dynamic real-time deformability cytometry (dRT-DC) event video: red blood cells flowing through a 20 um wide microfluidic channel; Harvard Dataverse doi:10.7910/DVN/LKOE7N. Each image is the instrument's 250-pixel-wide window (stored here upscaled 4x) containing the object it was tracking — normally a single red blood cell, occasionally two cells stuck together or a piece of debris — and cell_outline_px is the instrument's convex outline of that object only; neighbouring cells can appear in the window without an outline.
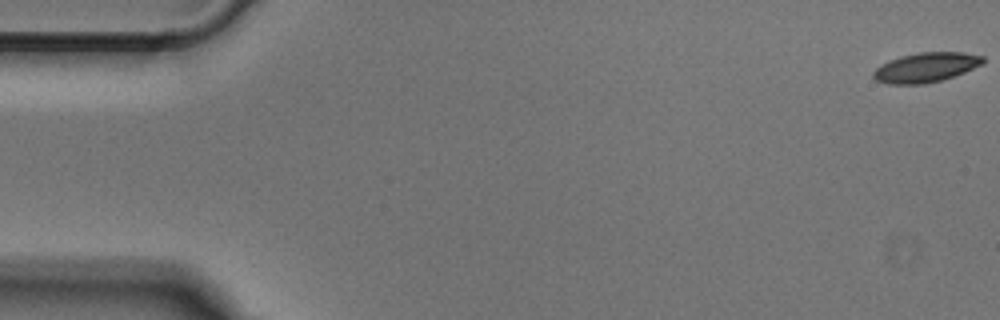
{"species": "Egyptian fruit bat (a non-hibernating species)", "species_latin": "Rousettus aegyptiacus", "temperature_condition": "cold", "stored_images_in_passage": 51, "camera_frame_rate_fps": 3000, "um_per_image_px": 0.085, "animal": {"sex": "male"}, "frame": {"image": 1, "passage_image": 1, "time_ms": 0.0, "image_size_px": [1000, 320], "cell_outline_px": [[984, 64], [964, 72], [940, 80], [924, 84], [888, 84], [876, 80], [872, 76], [872, 72], [876, 68], [888, 60], [900, 56], [920, 52], [964, 52], [984, 56]], "centroid_in_image_um": [78.69, 5.72], "position_along_channel_um": 6.3, "area_um2": 18.96}}
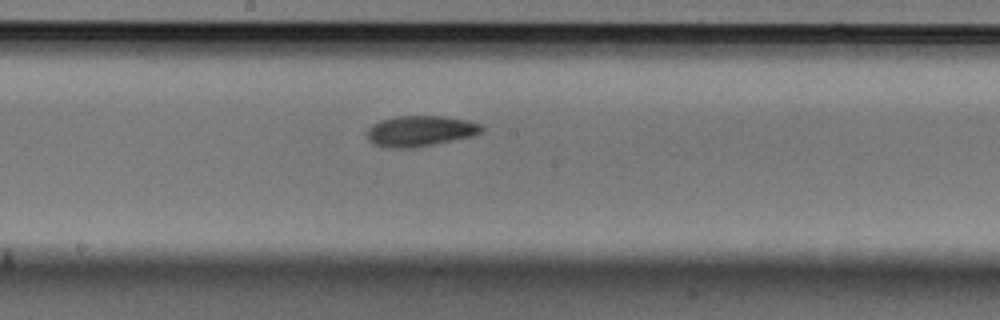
{"frame": {"image": 2, "passage_image": 27, "time_ms": 8.667, "image_size_px": [1000, 320], "cell_outline_px": [[484, 128], [480, 132], [472, 136], [412, 148], [392, 148], [376, 144], [368, 140], [368, 128], [372, 124], [380, 120], [396, 116], [444, 116], [468, 120], [480, 124]], "centroid_in_image_um": [35.71, 11.12], "position_along_channel_um": 212.5, "area_um2": 20.29}}
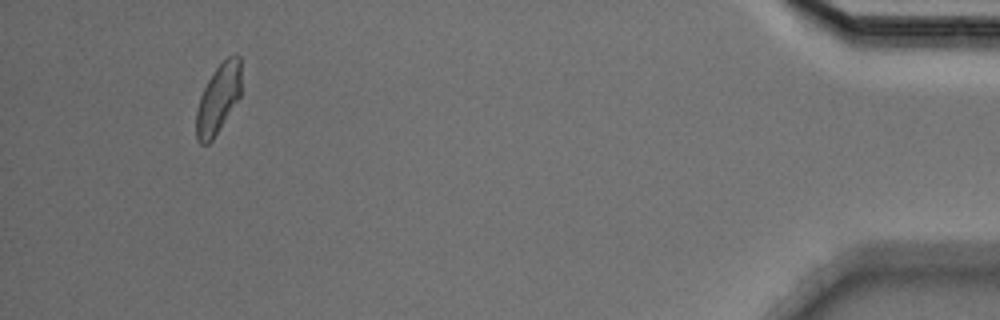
{"frame": {"image": 3, "passage_image": 48, "time_ms": 15.667, "image_size_px": [1000, 320], "cell_outline_px": [[240, 96], [212, 140], [208, 144], [200, 144], [196, 140], [196, 112], [200, 96], [208, 80], [216, 68], [228, 56], [236, 52], [240, 56]], "centroid_in_image_um": [18.54, 8.39], "position_along_channel_um": 416.7, "area_um2": 17.98}}